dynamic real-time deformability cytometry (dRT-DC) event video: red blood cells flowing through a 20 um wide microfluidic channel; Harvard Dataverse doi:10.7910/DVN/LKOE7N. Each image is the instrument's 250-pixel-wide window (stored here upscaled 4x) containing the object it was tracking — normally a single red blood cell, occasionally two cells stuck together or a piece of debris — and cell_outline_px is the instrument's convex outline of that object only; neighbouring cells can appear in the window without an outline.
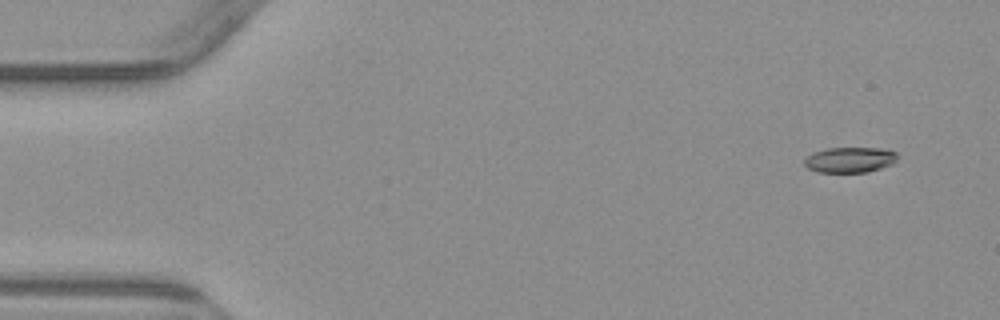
{"species": "common noctule bat (a hibernating species)", "species_latin": "Nyctalus noctula", "temperature_condition": "warm", "stored_images_in_passage": 7, "camera_frame_rate_fps": 3000, "um_per_image_px": 0.085, "animal": {"sex": "male", "body_mass_g": 23.1, "forearm_length_mm": 52.7}, "frame": {"image": 1, "passage_image": 1, "time_ms": 0.0, "image_size_px": [1000, 320], "cell_outline_px": [[900, 156], [892, 164], [868, 172], [816, 172], [808, 168], [804, 164], [804, 160], [812, 152], [828, 148], [880, 148], [896, 152]], "centroid_in_image_um": [72.25, 13.58], "position_along_channel_um": 12.8, "area_um2": 13.87}}
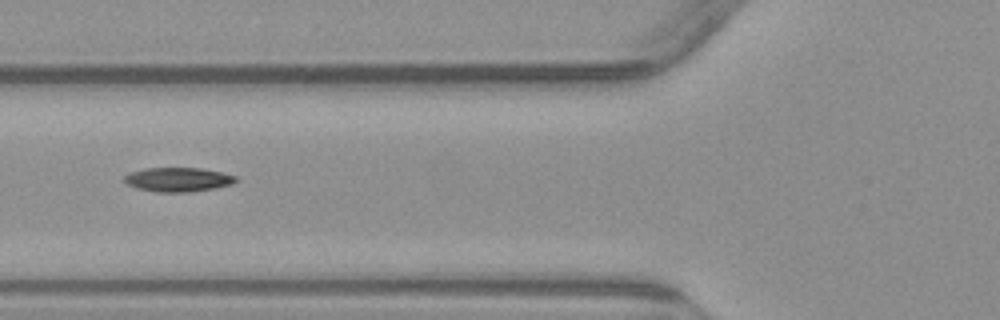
{"frame": {"image": 2, "passage_image": 5, "time_ms": 5.667, "image_size_px": [1000, 320], "cell_outline_px": [[236, 180], [232, 184], [192, 192], [156, 192], [136, 188], [128, 184], [124, 180], [124, 176], [132, 172], [144, 168], [200, 168], [224, 172], [236, 176]], "centroid_in_image_um": [15.14, 15.26], "position_along_channel_um": 110.7, "area_um2": 15.66}}
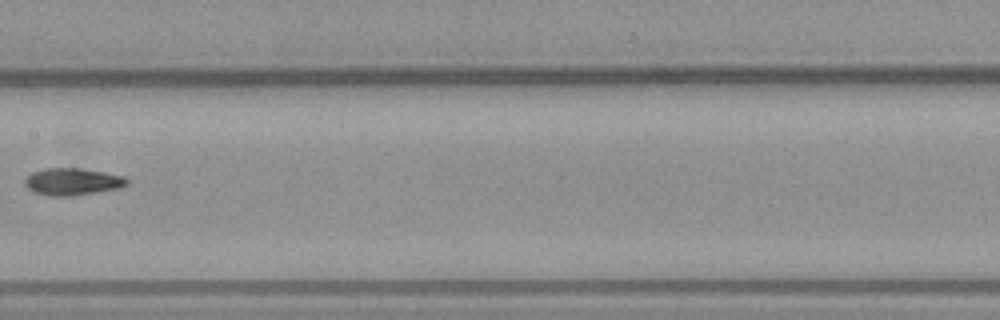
{"frame": {"image": 3, "passage_image": 7, "time_ms": 8.0, "image_size_px": [1000, 320], "cell_outline_px": [[128, 184], [116, 188], [96, 192], [72, 196], [52, 196], [36, 192], [28, 188], [24, 184], [24, 180], [32, 172], [44, 168], [80, 168], [104, 172], [124, 176], [128, 180]], "centroid_in_image_um": [6.14, 15.43], "position_along_channel_um": 201.3, "area_um2": 15.95}}